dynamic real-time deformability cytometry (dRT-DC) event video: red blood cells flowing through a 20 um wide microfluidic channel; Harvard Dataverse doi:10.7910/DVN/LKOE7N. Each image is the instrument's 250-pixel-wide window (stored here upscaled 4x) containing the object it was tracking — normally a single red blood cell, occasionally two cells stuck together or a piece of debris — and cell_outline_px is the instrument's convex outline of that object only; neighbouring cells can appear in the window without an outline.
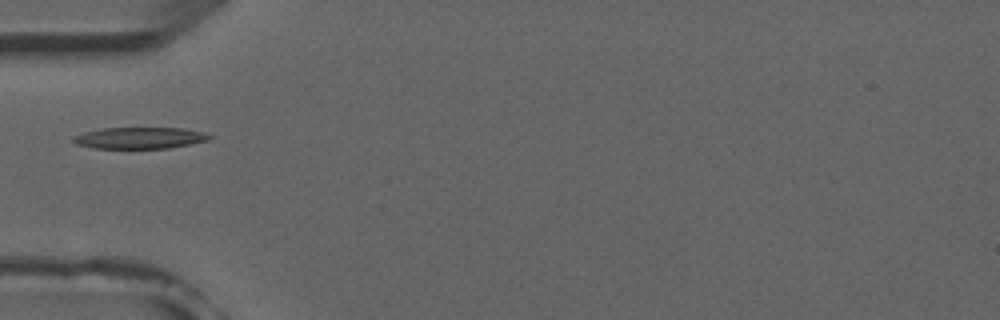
{"species": "common noctule bat (a hibernating species)", "species_latin": "Nyctalus noctula", "temperature_condition": "room temperature", "stored_images_in_passage": 5, "camera_frame_rate_fps": 3000, "um_per_image_px": 0.085, "animal": {"sex": "male", "forearm_length_mm": 52.5}, "frame": {"image": 1, "passage_image": 5, "time_ms": 5.333, "image_size_px": [1000, 320], "cell_outline_px": [[212, 136], [208, 140], [168, 148], [96, 148], [76, 144], [72, 140], [72, 136], [84, 132], [104, 128], [184, 128], [204, 132]], "centroid_in_image_um": [11.86, 11.72], "position_along_channel_um": 73.1, "area_um2": 16.88}}